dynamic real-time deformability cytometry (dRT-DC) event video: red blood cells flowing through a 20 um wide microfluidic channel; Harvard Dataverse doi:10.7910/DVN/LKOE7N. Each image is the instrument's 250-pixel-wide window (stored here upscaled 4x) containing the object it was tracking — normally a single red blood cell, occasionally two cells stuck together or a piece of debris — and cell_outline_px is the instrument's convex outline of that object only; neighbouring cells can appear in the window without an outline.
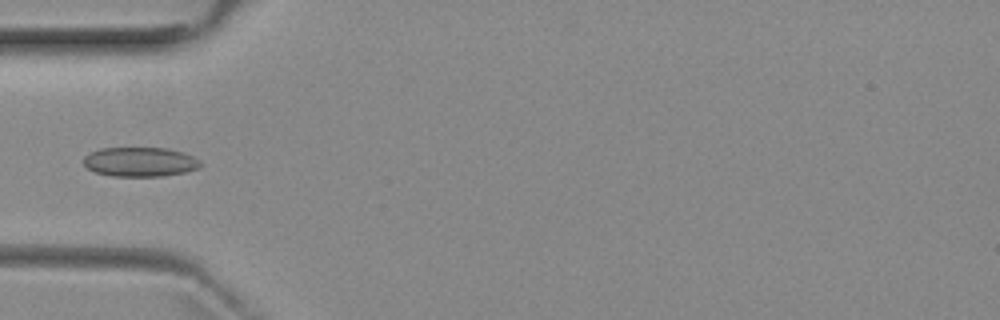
{"species": "common noctule bat (a hibernating species)", "species_latin": "Nyctalus noctula", "temperature_condition": "room temperature", "stored_images_in_passage": 5, "camera_frame_rate_fps": 3000, "um_per_image_px": 0.085, "animal": {"sex": "female", "body_mass_g": 29.2, "forearm_length_mm": 56.3}, "frame": {"image": 1, "passage_image": 5, "time_ms": 4.667, "image_size_px": [1000, 320], "cell_outline_px": [[204, 164], [200, 168], [184, 172], [164, 176], [112, 176], [96, 172], [88, 168], [84, 164], [84, 156], [100, 148], [164, 148], [184, 152], [200, 160]], "centroid_in_image_um": [11.95, 13.76], "position_along_channel_um": 73.1, "area_um2": 20.06}}